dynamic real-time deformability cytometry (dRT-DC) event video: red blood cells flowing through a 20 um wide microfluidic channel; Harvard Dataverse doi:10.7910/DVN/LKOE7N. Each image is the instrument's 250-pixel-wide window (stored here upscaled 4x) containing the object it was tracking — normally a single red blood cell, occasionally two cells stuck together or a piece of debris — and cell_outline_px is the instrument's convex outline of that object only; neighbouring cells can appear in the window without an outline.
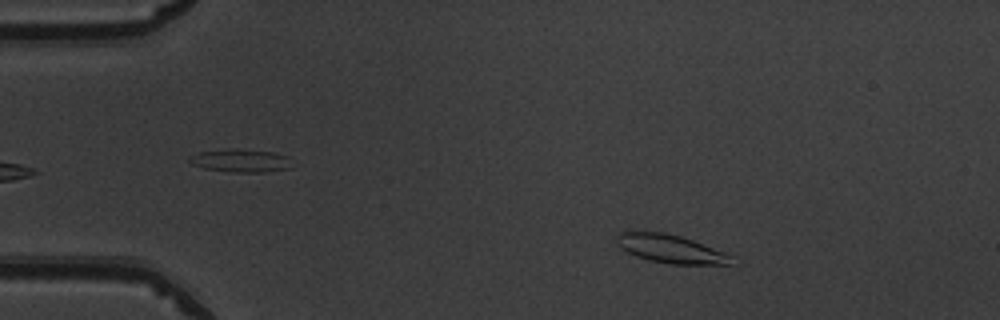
{"species": "common noctule bat (a hibernating species)", "species_latin": "Nyctalus noctula", "temperature_condition": "warm", "stored_images_in_passage": 50, "camera_frame_rate_fps": 3000, "um_per_image_px": 0.085, "animal": {"sex": "male", "body_mass_g": 19.5, "forearm_length_mm": 54.6}, "frame": {"image": 1, "passage_image": 7, "time_ms": 2.0, "image_size_px": [1000, 320], "cell_outline_px": [[736, 260], [728, 264], [668, 264], [648, 260], [636, 256], [620, 248], [616, 244], [616, 236], [624, 228], [664, 232], [680, 236], [692, 240], [724, 252], [732, 256]], "centroid_in_image_um": [56.88, 21.11], "position_along_channel_um": 28.1, "area_um2": 19.48}}
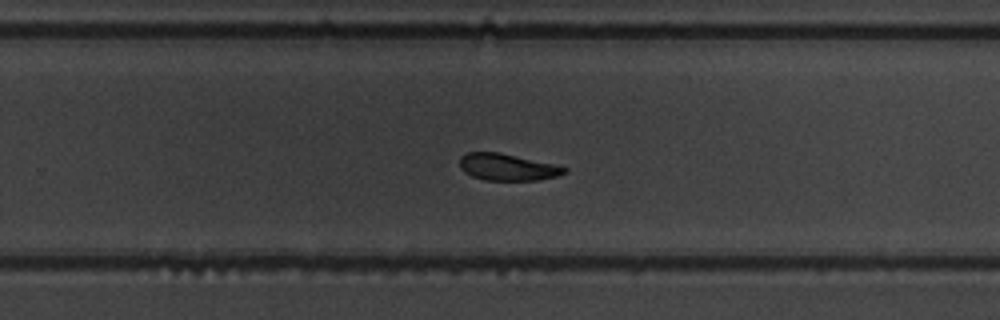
{"frame": {"image": 2, "passage_image": 32, "time_ms": 10.333, "image_size_px": [1000, 320], "cell_outline_px": [[568, 172], [556, 176], [536, 180], [484, 180], [472, 176], [464, 172], [460, 168], [460, 156], [468, 152], [500, 152], [556, 164], [568, 168]], "centroid_in_image_um": [43.14, 14.19], "position_along_channel_um": 286.7, "area_um2": 16.47}}
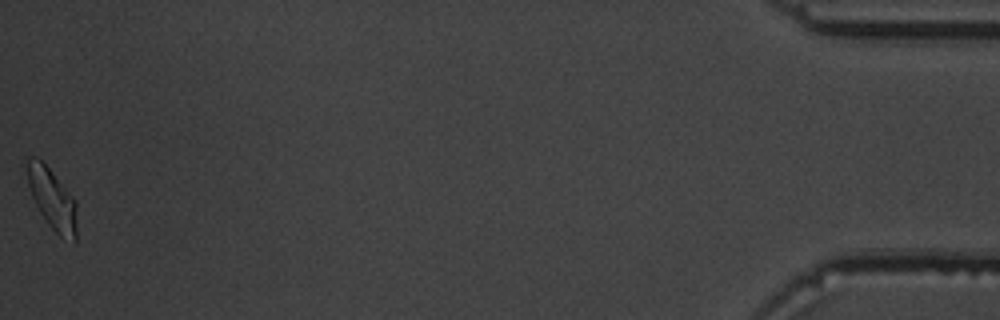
{"frame": {"image": 3, "passage_image": 50, "time_ms": 16.333, "image_size_px": [1000, 320], "cell_outline_px": [[76, 240], [60, 236], [48, 224], [40, 212], [32, 196], [28, 184], [24, 164], [24, 156], [36, 156], [48, 168], [76, 200]], "centroid_in_image_um": [4.38, 16.83], "position_along_channel_um": 430.8, "area_um2": 17.57}, "authors_computed_cell_mechanics": {"area_um2": 18.0047, "velocity_mm_per_s": 3.9448, "shape_relaxation_time_tau1_ms": 2.3003, "shape_relaxation_time_tau2_ms": 2.4973, "deformation_change_tau1": 0.0937, "deformation_change_tau2": 0.0712}}